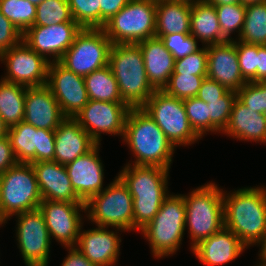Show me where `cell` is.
<instances>
[{
  "mask_svg": "<svg viewBox=\"0 0 266 266\" xmlns=\"http://www.w3.org/2000/svg\"><path fill=\"white\" fill-rule=\"evenodd\" d=\"M223 191L224 227L247 247L266 235V187L250 186Z\"/></svg>",
  "mask_w": 266,
  "mask_h": 266,
  "instance_id": "6da1fadb",
  "label": "cell"
},
{
  "mask_svg": "<svg viewBox=\"0 0 266 266\" xmlns=\"http://www.w3.org/2000/svg\"><path fill=\"white\" fill-rule=\"evenodd\" d=\"M170 169L159 166L125 164L117 176L133 197V231H140L158 213L169 195Z\"/></svg>",
  "mask_w": 266,
  "mask_h": 266,
  "instance_id": "7a4b0ae2",
  "label": "cell"
},
{
  "mask_svg": "<svg viewBox=\"0 0 266 266\" xmlns=\"http://www.w3.org/2000/svg\"><path fill=\"white\" fill-rule=\"evenodd\" d=\"M122 141L134 155L128 164L171 168L176 147L142 108L130 109Z\"/></svg>",
  "mask_w": 266,
  "mask_h": 266,
  "instance_id": "3957f363",
  "label": "cell"
},
{
  "mask_svg": "<svg viewBox=\"0 0 266 266\" xmlns=\"http://www.w3.org/2000/svg\"><path fill=\"white\" fill-rule=\"evenodd\" d=\"M108 65L122 100L130 108H141L156 91L147 77L138 44H112Z\"/></svg>",
  "mask_w": 266,
  "mask_h": 266,
  "instance_id": "277c9868",
  "label": "cell"
},
{
  "mask_svg": "<svg viewBox=\"0 0 266 266\" xmlns=\"http://www.w3.org/2000/svg\"><path fill=\"white\" fill-rule=\"evenodd\" d=\"M186 206L182 194L170 193L158 213L140 231L154 258L172 256L180 249L185 235Z\"/></svg>",
  "mask_w": 266,
  "mask_h": 266,
  "instance_id": "5b68a950",
  "label": "cell"
},
{
  "mask_svg": "<svg viewBox=\"0 0 266 266\" xmlns=\"http://www.w3.org/2000/svg\"><path fill=\"white\" fill-rule=\"evenodd\" d=\"M198 186L182 194L186 206L185 228L191 240L190 249L224 227L223 189L215 182Z\"/></svg>",
  "mask_w": 266,
  "mask_h": 266,
  "instance_id": "8992f818",
  "label": "cell"
},
{
  "mask_svg": "<svg viewBox=\"0 0 266 266\" xmlns=\"http://www.w3.org/2000/svg\"><path fill=\"white\" fill-rule=\"evenodd\" d=\"M85 217L96 226L133 231V197L123 181L115 176L100 193L85 202Z\"/></svg>",
  "mask_w": 266,
  "mask_h": 266,
  "instance_id": "52a82bcc",
  "label": "cell"
},
{
  "mask_svg": "<svg viewBox=\"0 0 266 266\" xmlns=\"http://www.w3.org/2000/svg\"><path fill=\"white\" fill-rule=\"evenodd\" d=\"M41 201L31 163L18 162L0 174V212L7 221L20 213L39 209Z\"/></svg>",
  "mask_w": 266,
  "mask_h": 266,
  "instance_id": "ba28073f",
  "label": "cell"
},
{
  "mask_svg": "<svg viewBox=\"0 0 266 266\" xmlns=\"http://www.w3.org/2000/svg\"><path fill=\"white\" fill-rule=\"evenodd\" d=\"M112 44H137L155 37L156 2L130 0L102 28Z\"/></svg>",
  "mask_w": 266,
  "mask_h": 266,
  "instance_id": "9c48e42d",
  "label": "cell"
},
{
  "mask_svg": "<svg viewBox=\"0 0 266 266\" xmlns=\"http://www.w3.org/2000/svg\"><path fill=\"white\" fill-rule=\"evenodd\" d=\"M175 146H191L201 138L189 124L182 99L156 90L141 107Z\"/></svg>",
  "mask_w": 266,
  "mask_h": 266,
  "instance_id": "30bf717a",
  "label": "cell"
},
{
  "mask_svg": "<svg viewBox=\"0 0 266 266\" xmlns=\"http://www.w3.org/2000/svg\"><path fill=\"white\" fill-rule=\"evenodd\" d=\"M111 47L112 43L102 28H82L58 62L85 77L108 65Z\"/></svg>",
  "mask_w": 266,
  "mask_h": 266,
  "instance_id": "8fae6325",
  "label": "cell"
},
{
  "mask_svg": "<svg viewBox=\"0 0 266 266\" xmlns=\"http://www.w3.org/2000/svg\"><path fill=\"white\" fill-rule=\"evenodd\" d=\"M16 241L26 266H48L51 238L39 209L15 215Z\"/></svg>",
  "mask_w": 266,
  "mask_h": 266,
  "instance_id": "7c38bea8",
  "label": "cell"
},
{
  "mask_svg": "<svg viewBox=\"0 0 266 266\" xmlns=\"http://www.w3.org/2000/svg\"><path fill=\"white\" fill-rule=\"evenodd\" d=\"M6 74L1 79L25 87H38L47 84L49 61L37 54L23 40L0 55Z\"/></svg>",
  "mask_w": 266,
  "mask_h": 266,
  "instance_id": "4fadbf2b",
  "label": "cell"
},
{
  "mask_svg": "<svg viewBox=\"0 0 266 266\" xmlns=\"http://www.w3.org/2000/svg\"><path fill=\"white\" fill-rule=\"evenodd\" d=\"M130 109L124 102H104L89 99L74 119L97 144H101V135L104 133L112 136L118 135L122 139Z\"/></svg>",
  "mask_w": 266,
  "mask_h": 266,
  "instance_id": "5bb4252c",
  "label": "cell"
},
{
  "mask_svg": "<svg viewBox=\"0 0 266 266\" xmlns=\"http://www.w3.org/2000/svg\"><path fill=\"white\" fill-rule=\"evenodd\" d=\"M51 240L66 247H76L80 230L83 228L85 203H71L42 200L39 205Z\"/></svg>",
  "mask_w": 266,
  "mask_h": 266,
  "instance_id": "9a60e30c",
  "label": "cell"
},
{
  "mask_svg": "<svg viewBox=\"0 0 266 266\" xmlns=\"http://www.w3.org/2000/svg\"><path fill=\"white\" fill-rule=\"evenodd\" d=\"M8 137L18 162L54 161L55 131L35 128L21 121L9 128Z\"/></svg>",
  "mask_w": 266,
  "mask_h": 266,
  "instance_id": "2e32d148",
  "label": "cell"
},
{
  "mask_svg": "<svg viewBox=\"0 0 266 266\" xmlns=\"http://www.w3.org/2000/svg\"><path fill=\"white\" fill-rule=\"evenodd\" d=\"M46 85L65 117L74 118L89 101L84 77L66 69L59 62L49 63Z\"/></svg>",
  "mask_w": 266,
  "mask_h": 266,
  "instance_id": "e0dca14e",
  "label": "cell"
},
{
  "mask_svg": "<svg viewBox=\"0 0 266 266\" xmlns=\"http://www.w3.org/2000/svg\"><path fill=\"white\" fill-rule=\"evenodd\" d=\"M81 29L82 27L77 22L31 26L23 34V41L49 62H58Z\"/></svg>",
  "mask_w": 266,
  "mask_h": 266,
  "instance_id": "ac0fdd59",
  "label": "cell"
},
{
  "mask_svg": "<svg viewBox=\"0 0 266 266\" xmlns=\"http://www.w3.org/2000/svg\"><path fill=\"white\" fill-rule=\"evenodd\" d=\"M82 230L76 245L82 254L97 266H115L121 253L122 239L118 233L124 231L119 228L109 230V227L102 226Z\"/></svg>",
  "mask_w": 266,
  "mask_h": 266,
  "instance_id": "d6986e66",
  "label": "cell"
},
{
  "mask_svg": "<svg viewBox=\"0 0 266 266\" xmlns=\"http://www.w3.org/2000/svg\"><path fill=\"white\" fill-rule=\"evenodd\" d=\"M100 146L97 144L85 155L65 165L72 188L83 202L106 188L103 187L105 175L104 164L99 157Z\"/></svg>",
  "mask_w": 266,
  "mask_h": 266,
  "instance_id": "ffe728a7",
  "label": "cell"
},
{
  "mask_svg": "<svg viewBox=\"0 0 266 266\" xmlns=\"http://www.w3.org/2000/svg\"><path fill=\"white\" fill-rule=\"evenodd\" d=\"M207 58V77L227 90L238 92L247 83L240 72L236 39L208 45Z\"/></svg>",
  "mask_w": 266,
  "mask_h": 266,
  "instance_id": "44dd1931",
  "label": "cell"
},
{
  "mask_svg": "<svg viewBox=\"0 0 266 266\" xmlns=\"http://www.w3.org/2000/svg\"><path fill=\"white\" fill-rule=\"evenodd\" d=\"M65 118L47 85L26 87L23 121L35 128L55 131Z\"/></svg>",
  "mask_w": 266,
  "mask_h": 266,
  "instance_id": "7402d4cb",
  "label": "cell"
},
{
  "mask_svg": "<svg viewBox=\"0 0 266 266\" xmlns=\"http://www.w3.org/2000/svg\"><path fill=\"white\" fill-rule=\"evenodd\" d=\"M42 200L85 203L75 193L64 165L55 161L31 163Z\"/></svg>",
  "mask_w": 266,
  "mask_h": 266,
  "instance_id": "603a6c76",
  "label": "cell"
},
{
  "mask_svg": "<svg viewBox=\"0 0 266 266\" xmlns=\"http://www.w3.org/2000/svg\"><path fill=\"white\" fill-rule=\"evenodd\" d=\"M246 248L232 231L223 227L199 242L191 252L206 266H221L236 260Z\"/></svg>",
  "mask_w": 266,
  "mask_h": 266,
  "instance_id": "cb8c5ba5",
  "label": "cell"
},
{
  "mask_svg": "<svg viewBox=\"0 0 266 266\" xmlns=\"http://www.w3.org/2000/svg\"><path fill=\"white\" fill-rule=\"evenodd\" d=\"M97 143L71 117H66L55 130L54 161L67 165L91 151Z\"/></svg>",
  "mask_w": 266,
  "mask_h": 266,
  "instance_id": "d4e9b609",
  "label": "cell"
},
{
  "mask_svg": "<svg viewBox=\"0 0 266 266\" xmlns=\"http://www.w3.org/2000/svg\"><path fill=\"white\" fill-rule=\"evenodd\" d=\"M222 134L239 141L266 144V114L257 113L253 109L247 108L236 98L228 125Z\"/></svg>",
  "mask_w": 266,
  "mask_h": 266,
  "instance_id": "484cf974",
  "label": "cell"
},
{
  "mask_svg": "<svg viewBox=\"0 0 266 266\" xmlns=\"http://www.w3.org/2000/svg\"><path fill=\"white\" fill-rule=\"evenodd\" d=\"M143 54L144 66L151 85L163 90L174 71L175 58L157 37L137 43Z\"/></svg>",
  "mask_w": 266,
  "mask_h": 266,
  "instance_id": "4316f807",
  "label": "cell"
},
{
  "mask_svg": "<svg viewBox=\"0 0 266 266\" xmlns=\"http://www.w3.org/2000/svg\"><path fill=\"white\" fill-rule=\"evenodd\" d=\"M190 22V35L202 46L228 41L220 30L215 6L205 0L192 4Z\"/></svg>",
  "mask_w": 266,
  "mask_h": 266,
  "instance_id": "83f0119b",
  "label": "cell"
},
{
  "mask_svg": "<svg viewBox=\"0 0 266 266\" xmlns=\"http://www.w3.org/2000/svg\"><path fill=\"white\" fill-rule=\"evenodd\" d=\"M192 4L170 0L156 2L155 37L167 34H190Z\"/></svg>",
  "mask_w": 266,
  "mask_h": 266,
  "instance_id": "f1b7e54d",
  "label": "cell"
},
{
  "mask_svg": "<svg viewBox=\"0 0 266 266\" xmlns=\"http://www.w3.org/2000/svg\"><path fill=\"white\" fill-rule=\"evenodd\" d=\"M26 87L0 79V116L11 128L24 120Z\"/></svg>",
  "mask_w": 266,
  "mask_h": 266,
  "instance_id": "f546056e",
  "label": "cell"
},
{
  "mask_svg": "<svg viewBox=\"0 0 266 266\" xmlns=\"http://www.w3.org/2000/svg\"><path fill=\"white\" fill-rule=\"evenodd\" d=\"M84 83L90 100L124 102L120 96L117 81L109 65L85 76Z\"/></svg>",
  "mask_w": 266,
  "mask_h": 266,
  "instance_id": "4dcf8cb0",
  "label": "cell"
},
{
  "mask_svg": "<svg viewBox=\"0 0 266 266\" xmlns=\"http://www.w3.org/2000/svg\"><path fill=\"white\" fill-rule=\"evenodd\" d=\"M236 40L254 45H266V2L246 5L242 31Z\"/></svg>",
  "mask_w": 266,
  "mask_h": 266,
  "instance_id": "1f68e13d",
  "label": "cell"
},
{
  "mask_svg": "<svg viewBox=\"0 0 266 266\" xmlns=\"http://www.w3.org/2000/svg\"><path fill=\"white\" fill-rule=\"evenodd\" d=\"M0 11L24 34L34 25L36 5L27 0H0Z\"/></svg>",
  "mask_w": 266,
  "mask_h": 266,
  "instance_id": "d6a6232c",
  "label": "cell"
},
{
  "mask_svg": "<svg viewBox=\"0 0 266 266\" xmlns=\"http://www.w3.org/2000/svg\"><path fill=\"white\" fill-rule=\"evenodd\" d=\"M36 10L33 26H50L63 22H76L73 19L68 0H44L36 5Z\"/></svg>",
  "mask_w": 266,
  "mask_h": 266,
  "instance_id": "836d02e7",
  "label": "cell"
},
{
  "mask_svg": "<svg viewBox=\"0 0 266 266\" xmlns=\"http://www.w3.org/2000/svg\"><path fill=\"white\" fill-rule=\"evenodd\" d=\"M215 9L217 11V18L219 20L222 35L228 41H231L234 40L231 35L236 32L238 38L245 20L246 5L241 3L217 5L215 6Z\"/></svg>",
  "mask_w": 266,
  "mask_h": 266,
  "instance_id": "e575fe53",
  "label": "cell"
},
{
  "mask_svg": "<svg viewBox=\"0 0 266 266\" xmlns=\"http://www.w3.org/2000/svg\"><path fill=\"white\" fill-rule=\"evenodd\" d=\"M237 92L228 90L220 99L207 103L209 110V132L222 133L228 125Z\"/></svg>",
  "mask_w": 266,
  "mask_h": 266,
  "instance_id": "d590c367",
  "label": "cell"
},
{
  "mask_svg": "<svg viewBox=\"0 0 266 266\" xmlns=\"http://www.w3.org/2000/svg\"><path fill=\"white\" fill-rule=\"evenodd\" d=\"M205 77L207 76L172 74L163 91L169 96L182 100L196 97Z\"/></svg>",
  "mask_w": 266,
  "mask_h": 266,
  "instance_id": "8d00e7d4",
  "label": "cell"
},
{
  "mask_svg": "<svg viewBox=\"0 0 266 266\" xmlns=\"http://www.w3.org/2000/svg\"><path fill=\"white\" fill-rule=\"evenodd\" d=\"M100 0H68L73 19L82 28H100Z\"/></svg>",
  "mask_w": 266,
  "mask_h": 266,
  "instance_id": "74e56055",
  "label": "cell"
},
{
  "mask_svg": "<svg viewBox=\"0 0 266 266\" xmlns=\"http://www.w3.org/2000/svg\"><path fill=\"white\" fill-rule=\"evenodd\" d=\"M188 121L195 133L202 139L209 133V110L206 102L196 97L183 99Z\"/></svg>",
  "mask_w": 266,
  "mask_h": 266,
  "instance_id": "f35d334b",
  "label": "cell"
},
{
  "mask_svg": "<svg viewBox=\"0 0 266 266\" xmlns=\"http://www.w3.org/2000/svg\"><path fill=\"white\" fill-rule=\"evenodd\" d=\"M207 65V46H203L194 53L175 60L174 71L172 74L207 76Z\"/></svg>",
  "mask_w": 266,
  "mask_h": 266,
  "instance_id": "ab89813d",
  "label": "cell"
},
{
  "mask_svg": "<svg viewBox=\"0 0 266 266\" xmlns=\"http://www.w3.org/2000/svg\"><path fill=\"white\" fill-rule=\"evenodd\" d=\"M237 98L247 108L266 114V81L247 82L237 92Z\"/></svg>",
  "mask_w": 266,
  "mask_h": 266,
  "instance_id": "60d3db41",
  "label": "cell"
},
{
  "mask_svg": "<svg viewBox=\"0 0 266 266\" xmlns=\"http://www.w3.org/2000/svg\"><path fill=\"white\" fill-rule=\"evenodd\" d=\"M239 68L247 82H257L258 45L236 40Z\"/></svg>",
  "mask_w": 266,
  "mask_h": 266,
  "instance_id": "b9f144b4",
  "label": "cell"
},
{
  "mask_svg": "<svg viewBox=\"0 0 266 266\" xmlns=\"http://www.w3.org/2000/svg\"><path fill=\"white\" fill-rule=\"evenodd\" d=\"M160 39L175 60L190 55L200 48L198 41L190 34H167L162 35Z\"/></svg>",
  "mask_w": 266,
  "mask_h": 266,
  "instance_id": "7bdbcfd3",
  "label": "cell"
},
{
  "mask_svg": "<svg viewBox=\"0 0 266 266\" xmlns=\"http://www.w3.org/2000/svg\"><path fill=\"white\" fill-rule=\"evenodd\" d=\"M23 40V34L0 11V55Z\"/></svg>",
  "mask_w": 266,
  "mask_h": 266,
  "instance_id": "ee69618b",
  "label": "cell"
},
{
  "mask_svg": "<svg viewBox=\"0 0 266 266\" xmlns=\"http://www.w3.org/2000/svg\"><path fill=\"white\" fill-rule=\"evenodd\" d=\"M228 90L217 81L205 77L197 97L202 101L209 103L210 101L220 99Z\"/></svg>",
  "mask_w": 266,
  "mask_h": 266,
  "instance_id": "f6af8a7d",
  "label": "cell"
},
{
  "mask_svg": "<svg viewBox=\"0 0 266 266\" xmlns=\"http://www.w3.org/2000/svg\"><path fill=\"white\" fill-rule=\"evenodd\" d=\"M18 163L8 136L0 138V174Z\"/></svg>",
  "mask_w": 266,
  "mask_h": 266,
  "instance_id": "bcb514c9",
  "label": "cell"
},
{
  "mask_svg": "<svg viewBox=\"0 0 266 266\" xmlns=\"http://www.w3.org/2000/svg\"><path fill=\"white\" fill-rule=\"evenodd\" d=\"M130 0H100V28L117 14Z\"/></svg>",
  "mask_w": 266,
  "mask_h": 266,
  "instance_id": "7dc6e473",
  "label": "cell"
},
{
  "mask_svg": "<svg viewBox=\"0 0 266 266\" xmlns=\"http://www.w3.org/2000/svg\"><path fill=\"white\" fill-rule=\"evenodd\" d=\"M67 257L64 258L60 266H97L93 264L77 247H66Z\"/></svg>",
  "mask_w": 266,
  "mask_h": 266,
  "instance_id": "c3c4849f",
  "label": "cell"
},
{
  "mask_svg": "<svg viewBox=\"0 0 266 266\" xmlns=\"http://www.w3.org/2000/svg\"><path fill=\"white\" fill-rule=\"evenodd\" d=\"M257 82L266 81V45H258Z\"/></svg>",
  "mask_w": 266,
  "mask_h": 266,
  "instance_id": "681fc988",
  "label": "cell"
},
{
  "mask_svg": "<svg viewBox=\"0 0 266 266\" xmlns=\"http://www.w3.org/2000/svg\"><path fill=\"white\" fill-rule=\"evenodd\" d=\"M257 245L260 247V250L258 252V259L260 260V263L266 264V235L260 239L256 246Z\"/></svg>",
  "mask_w": 266,
  "mask_h": 266,
  "instance_id": "f907efd6",
  "label": "cell"
},
{
  "mask_svg": "<svg viewBox=\"0 0 266 266\" xmlns=\"http://www.w3.org/2000/svg\"><path fill=\"white\" fill-rule=\"evenodd\" d=\"M205 1L214 6L241 3V0H205Z\"/></svg>",
  "mask_w": 266,
  "mask_h": 266,
  "instance_id": "816d5d0a",
  "label": "cell"
},
{
  "mask_svg": "<svg viewBox=\"0 0 266 266\" xmlns=\"http://www.w3.org/2000/svg\"><path fill=\"white\" fill-rule=\"evenodd\" d=\"M9 127L6 125L4 119L0 116V138L8 136Z\"/></svg>",
  "mask_w": 266,
  "mask_h": 266,
  "instance_id": "f5cc1de1",
  "label": "cell"
},
{
  "mask_svg": "<svg viewBox=\"0 0 266 266\" xmlns=\"http://www.w3.org/2000/svg\"><path fill=\"white\" fill-rule=\"evenodd\" d=\"M262 2H266V0H241V4L243 5L262 3Z\"/></svg>",
  "mask_w": 266,
  "mask_h": 266,
  "instance_id": "db71d44e",
  "label": "cell"
},
{
  "mask_svg": "<svg viewBox=\"0 0 266 266\" xmlns=\"http://www.w3.org/2000/svg\"><path fill=\"white\" fill-rule=\"evenodd\" d=\"M170 1L185 2V3L193 4V3L201 2L204 0H170Z\"/></svg>",
  "mask_w": 266,
  "mask_h": 266,
  "instance_id": "11a10c76",
  "label": "cell"
},
{
  "mask_svg": "<svg viewBox=\"0 0 266 266\" xmlns=\"http://www.w3.org/2000/svg\"><path fill=\"white\" fill-rule=\"evenodd\" d=\"M8 221L3 217V215L0 212V227H3L5 225V223H7Z\"/></svg>",
  "mask_w": 266,
  "mask_h": 266,
  "instance_id": "9f6ffc18",
  "label": "cell"
},
{
  "mask_svg": "<svg viewBox=\"0 0 266 266\" xmlns=\"http://www.w3.org/2000/svg\"><path fill=\"white\" fill-rule=\"evenodd\" d=\"M27 1H29L30 3H33L35 5H38V4L42 3L44 0H27Z\"/></svg>",
  "mask_w": 266,
  "mask_h": 266,
  "instance_id": "6f0895ef",
  "label": "cell"
},
{
  "mask_svg": "<svg viewBox=\"0 0 266 266\" xmlns=\"http://www.w3.org/2000/svg\"><path fill=\"white\" fill-rule=\"evenodd\" d=\"M256 266H266V264H264V263H259V264H258V263H257Z\"/></svg>",
  "mask_w": 266,
  "mask_h": 266,
  "instance_id": "680465c9",
  "label": "cell"
}]
</instances>
